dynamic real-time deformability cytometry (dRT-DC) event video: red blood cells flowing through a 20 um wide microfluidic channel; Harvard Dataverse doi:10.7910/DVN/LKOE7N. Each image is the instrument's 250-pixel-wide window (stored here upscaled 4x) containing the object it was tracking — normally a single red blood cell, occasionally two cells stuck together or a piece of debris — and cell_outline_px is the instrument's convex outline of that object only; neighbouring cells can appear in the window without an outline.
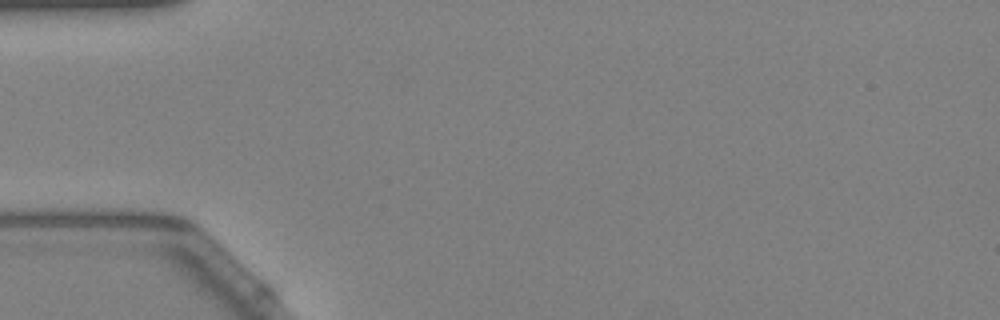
{"species": "Egyptian fruit bat (a non-hibernating species)", "species_latin": "Rousettus aegyptiacus", "temperature_condition": "warm", "stored_images_in_passage": 2, "camera_frame_rate_fps": 3000, "um_per_image_px": 0.085, "animal": {"sex": "female"}, "frame": {"image": 1, "passage_image": 1, "time_ms": 0.0, "image_size_px": [1000, 320], "cell_outline_px": [[284, 304], [276, 300], [124, 216], [144, 212], [184, 216], [192, 220], [204, 228], [272, 288], [280, 296]], "centroid_in_image_um": [17.15, 20.96], "position_along_channel_um": 67.9, "area_um2": 23.7}}